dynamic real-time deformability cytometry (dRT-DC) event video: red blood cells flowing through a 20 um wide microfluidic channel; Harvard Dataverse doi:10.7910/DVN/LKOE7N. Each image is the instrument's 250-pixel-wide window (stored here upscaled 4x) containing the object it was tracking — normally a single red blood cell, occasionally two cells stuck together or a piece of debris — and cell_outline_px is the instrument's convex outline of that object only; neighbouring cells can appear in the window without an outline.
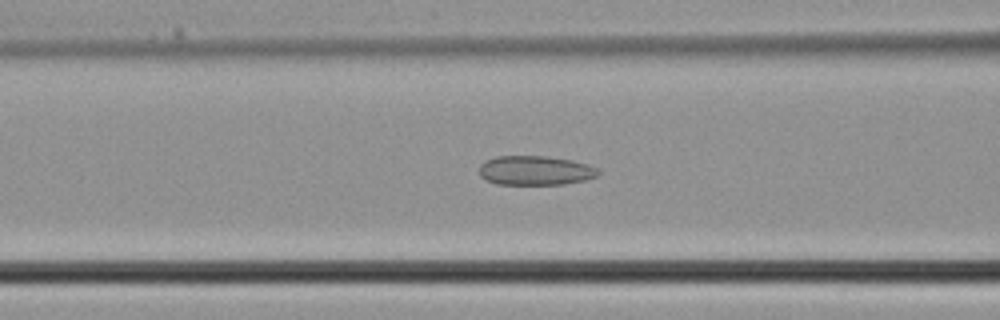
{"species": "common noctule bat (a hibernating species)", "species_latin": "Nyctalus noctula", "temperature_condition": "cold", "stored_images_in_passage": 29, "camera_frame_rate_fps": 3000, "um_per_image_px": 0.085, "animal": {"sex": "male", "body_mass_g": 21.5, "forearm_length_mm": 52.0}, "frame": {"image": 1, "passage_image": 6, "time_ms": 1.667, "image_size_px": [1000, 320], "cell_outline_px": [[600, 172], [596, 176], [584, 180], [564, 184], [496, 184], [484, 180], [480, 176], [480, 164], [484, 160], [496, 156], [544, 156], [572, 160], [588, 164], [596, 168]], "centroid_in_image_um": [45.45, 14.49], "position_along_channel_um": 121.1, "area_um2": 20.4}}
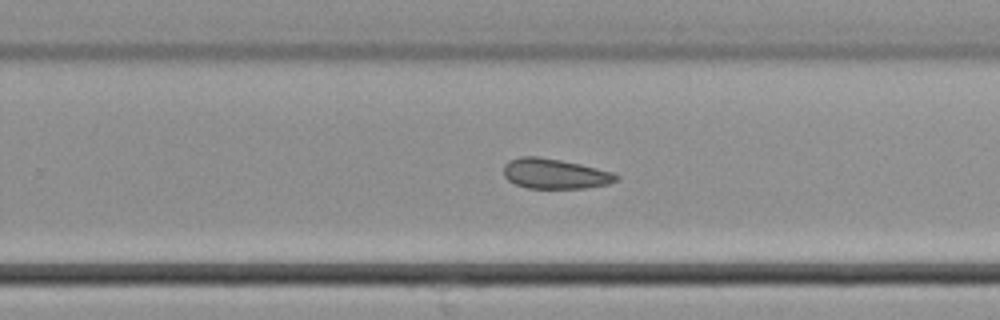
{"frame": {"image": 2, "passage_image": 15, "time_ms": 4.667, "image_size_px": [1000, 320], "cell_outline_px": [[620, 176], [616, 180], [608, 184], [584, 188], [528, 188], [516, 184], [508, 180], [504, 176], [504, 164], [508, 160], [520, 156], [536, 156], [560, 160], [580, 164], [612, 172]], "centroid_in_image_um": [47.13, 14.76], "position_along_channel_um": 282.7, "area_um2": 19.65}}
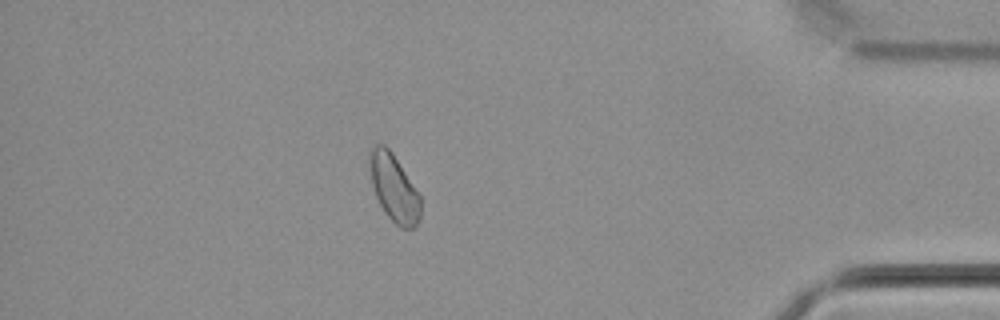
{"frame": {"image": 3, "passage_image": 24, "time_ms": 7.667, "image_size_px": [1000, 320], "cell_outline_px": [[420, 216], [416, 224], [412, 228], [400, 228], [384, 212], [376, 196], [372, 184], [368, 160], [368, 152], [376, 144], [384, 144], [392, 152], [420, 196]], "centroid_in_image_um": [33.45, 15.95], "position_along_channel_um": 401.7, "area_um2": 19.71}}